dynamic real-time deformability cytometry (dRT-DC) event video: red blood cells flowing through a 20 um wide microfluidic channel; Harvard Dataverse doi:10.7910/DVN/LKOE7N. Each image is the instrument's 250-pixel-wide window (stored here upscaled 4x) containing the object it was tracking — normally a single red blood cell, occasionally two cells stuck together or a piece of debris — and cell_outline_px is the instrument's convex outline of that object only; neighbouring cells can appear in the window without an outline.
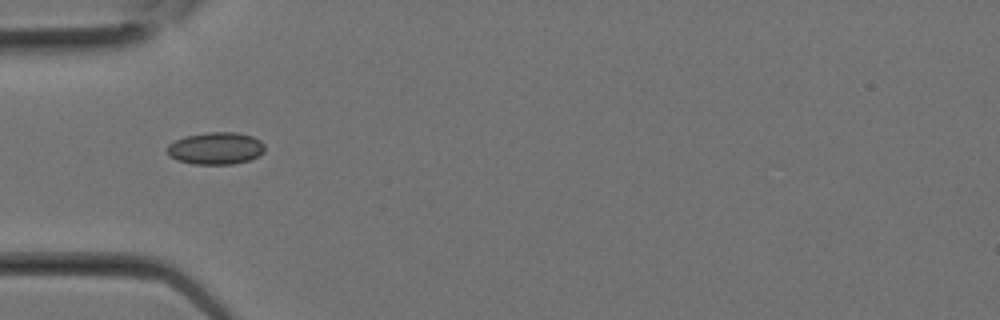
{"species": "Egyptian fruit bat (a non-hibernating species)", "species_latin": "Rousettus aegyptiacus", "temperature_condition": "room temperature", "stored_images_in_passage": 3, "camera_frame_rate_fps": 3000, "um_per_image_px": 0.085, "animal": {"sex": "female"}, "frame": {"image": 1, "passage_image": 3, "time_ms": 0.667, "image_size_px": [1000, 320], "cell_outline_px": [[264, 152], [260, 156], [248, 160], [232, 164], [192, 164], [176, 160], [168, 156], [168, 144], [184, 136], [208, 132], [236, 132], [252, 136], [260, 140], [264, 144]], "centroid_in_image_um": [18.34, 12.61], "position_along_channel_um": 66.7, "area_um2": 18.44}}